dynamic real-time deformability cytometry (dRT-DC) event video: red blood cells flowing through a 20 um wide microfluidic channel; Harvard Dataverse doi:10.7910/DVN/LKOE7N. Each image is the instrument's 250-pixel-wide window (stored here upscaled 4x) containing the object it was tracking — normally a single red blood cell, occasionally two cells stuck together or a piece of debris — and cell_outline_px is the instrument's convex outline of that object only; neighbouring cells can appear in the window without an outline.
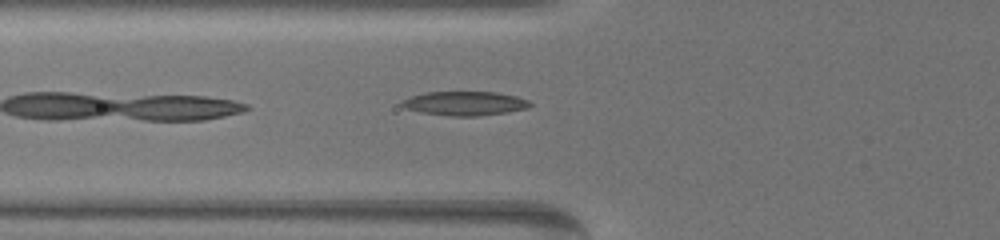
{"species": "common noctule bat (a hibernating species)", "species_latin": "Nyctalus noctula", "temperature_condition": "warm", "stored_images_in_passage": 8, "camera_frame_rate_fps": 3000, "um_per_image_px": 0.085, "animal": {"sex": "female", "body_mass_g": 19.5, "forearm_length_mm": 54.1}, "frame": {"image": 1, "passage_image": 4, "time_ms": 1.0, "image_size_px": [1000, 240], "cell_outline_px": [[532, 104], [528, 108], [508, 112], [476, 116], [448, 116], [420, 112], [404, 108], [400, 104], [400, 100], [408, 96], [424, 92], [496, 92], [516, 96], [528, 100]], "centroid_in_image_um": [39.45, 8.78], "position_along_channel_um": 86.4, "area_um2": 18.21}}